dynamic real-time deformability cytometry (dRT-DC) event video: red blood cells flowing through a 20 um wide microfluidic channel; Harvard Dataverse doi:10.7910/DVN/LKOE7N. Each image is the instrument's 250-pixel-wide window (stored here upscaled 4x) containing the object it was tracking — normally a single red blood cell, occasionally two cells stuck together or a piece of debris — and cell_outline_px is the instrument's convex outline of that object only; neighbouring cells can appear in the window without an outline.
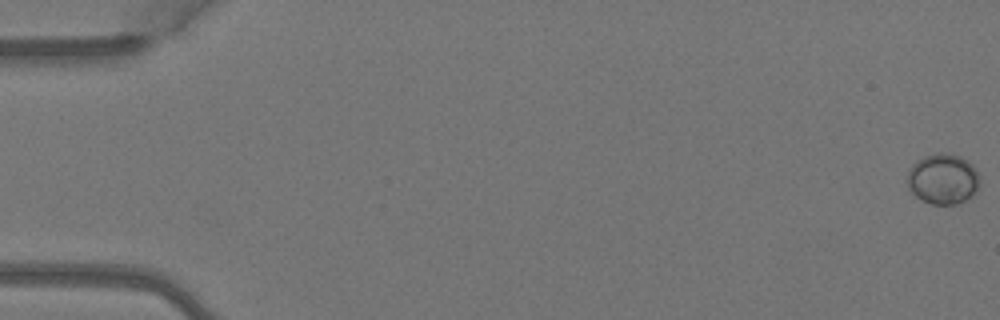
{"species": "Egyptian fruit bat (a non-hibernating species)", "species_latin": "Rousettus aegyptiacus", "temperature_condition": "warm", "stored_images_in_passage": 4, "camera_frame_rate_fps": 3000, "um_per_image_px": 0.085, "animal": {"sex": "female"}, "frame": {"image": 1, "passage_image": 1, "time_ms": 0.0, "image_size_px": [1000, 320], "cell_outline_px": [[980, 184], [964, 200], [956, 204], [932, 204], [920, 200], [908, 188], [908, 172], [912, 164], [916, 160], [924, 156], [936, 152], [948, 152], [960, 156], [968, 160], [976, 168], [980, 176]], "centroid_in_image_um": [80.14, 15.17], "position_along_channel_um": 4.9, "area_um2": 21.44}}
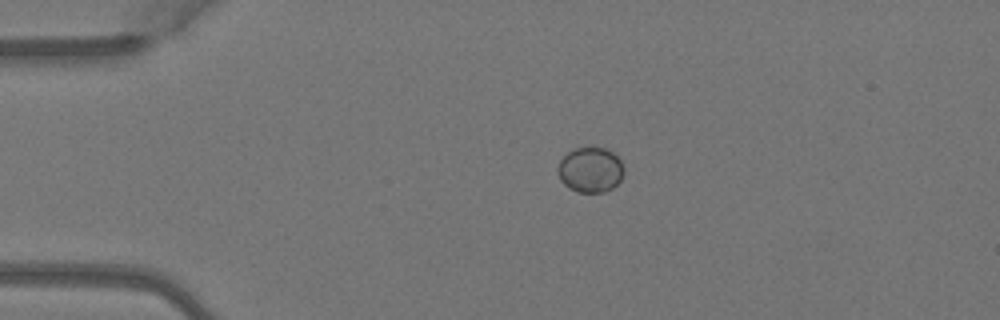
{"frame": {"image": 2, "passage_image": 3, "time_ms": 0.667, "image_size_px": [1000, 320], "cell_outline_px": [[624, 172], [620, 180], [612, 188], [604, 192], [576, 192], [568, 188], [560, 180], [556, 172], [556, 168], [560, 160], [572, 148], [588, 144], [604, 148], [612, 152], [620, 160], [624, 168]], "centroid_in_image_um": [50.14, 14.39], "position_along_channel_um": 34.9, "area_um2": 17.98}}